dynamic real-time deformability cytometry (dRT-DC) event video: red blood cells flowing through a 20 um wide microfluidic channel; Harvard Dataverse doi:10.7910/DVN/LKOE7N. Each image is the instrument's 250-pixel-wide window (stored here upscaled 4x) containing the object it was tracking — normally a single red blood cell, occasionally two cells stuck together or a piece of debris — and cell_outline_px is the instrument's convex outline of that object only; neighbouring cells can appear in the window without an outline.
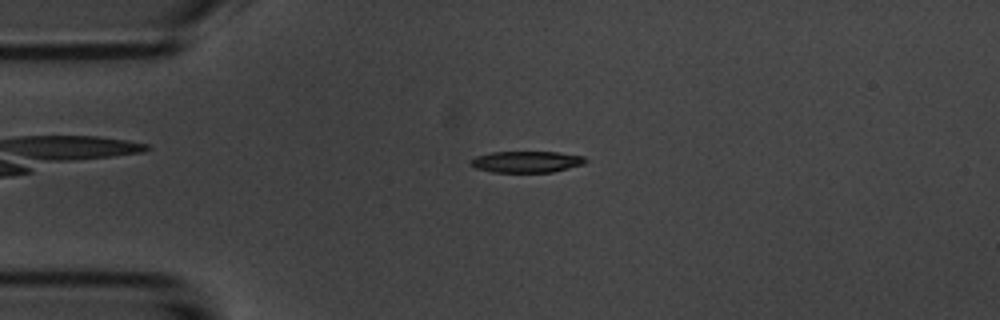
{"species": "common noctule bat (a hibernating species)", "species_latin": "Nyctalus noctula", "temperature_condition": "room temperature", "stored_images_in_passage": 2, "camera_frame_rate_fps": 3000, "um_per_image_px": 0.085, "animal": {"sex": "male", "body_mass_g": 20.1, "forearm_length_mm": 53.5}, "frame": {"image": 1, "passage_image": 1, "time_ms": 0.0, "image_size_px": [1000, 320], "cell_outline_px": [[588, 160], [584, 164], [552, 172], [492, 172], [476, 168], [468, 164], [468, 160], [476, 156], [492, 152], [556, 152], [584, 156]], "centroid_in_image_um": [44.72, 13.75], "position_along_channel_um": 40.3, "area_um2": 14.39}}